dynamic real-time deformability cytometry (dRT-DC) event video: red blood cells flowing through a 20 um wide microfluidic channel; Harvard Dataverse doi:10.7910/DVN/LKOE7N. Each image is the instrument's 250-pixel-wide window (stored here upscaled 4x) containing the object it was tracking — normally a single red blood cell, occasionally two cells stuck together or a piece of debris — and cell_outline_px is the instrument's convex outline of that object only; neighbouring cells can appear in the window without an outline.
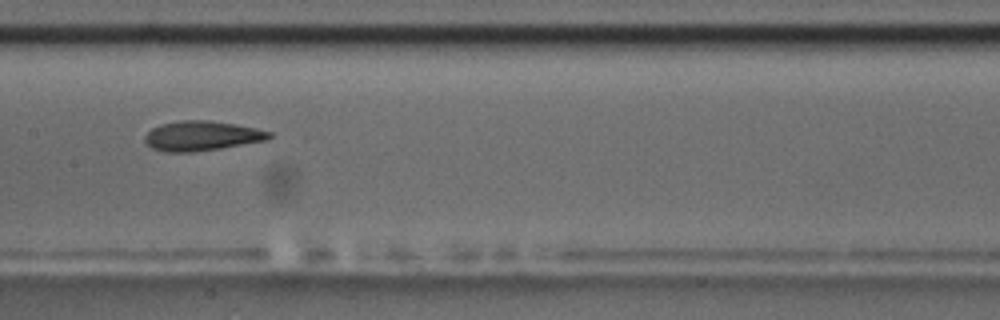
{"species": "common noctule bat (a hibernating species)", "species_latin": "Nyctalus noctula", "temperature_condition": "room temperature", "stored_images_in_passage": 16, "camera_frame_rate_fps": 3000, "um_per_image_px": 0.085, "animal": {"sex": "male", "body_mass_g": 17.5, "forearm_length_mm": 52.3}, "frame": {"image": 1, "passage_image": 9, "time_ms": 10.333, "image_size_px": [1000, 320], "cell_outline_px": [[272, 136], [268, 140], [220, 148], [192, 152], [164, 152], [152, 148], [144, 140], [144, 136], [152, 128], [160, 124], [180, 120], [208, 120], [236, 124], [256, 128], [272, 132]], "centroid_in_image_um": [17.15, 11.54], "position_along_channel_um": 190.3, "area_um2": 21.62}, "authors_computed_cell_mechanics": {"area_um2": 10.7219, "velocity_mm_per_s": 3.4709, "shape_relaxation_time_tau1_ms": 3.1748, "shape_relaxation_time_tau2_ms": 1.9063, "deformation_change_tau1": 0.136, "deformation_change_tau2": 0.0973}}